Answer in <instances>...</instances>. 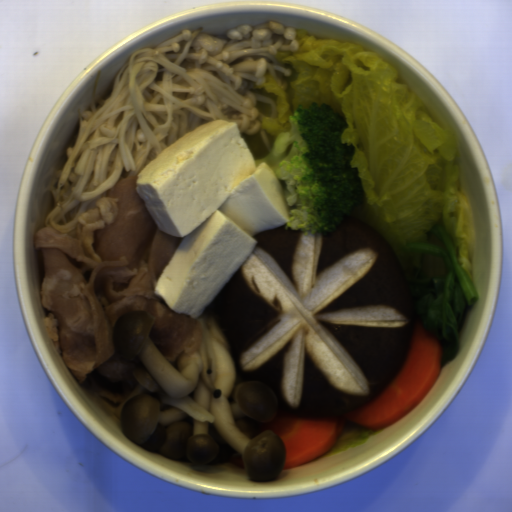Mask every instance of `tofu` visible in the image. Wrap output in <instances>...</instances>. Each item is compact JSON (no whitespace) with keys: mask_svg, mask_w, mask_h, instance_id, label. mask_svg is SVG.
<instances>
[{"mask_svg":"<svg viewBox=\"0 0 512 512\" xmlns=\"http://www.w3.org/2000/svg\"><path fill=\"white\" fill-rule=\"evenodd\" d=\"M136 190L160 231L183 238L154 293L195 319L252 253L253 237L291 219L275 173L256 166L237 123L223 118L165 148Z\"/></svg>","mask_w":512,"mask_h":512,"instance_id":"tofu-1","label":"tofu"}]
</instances>
